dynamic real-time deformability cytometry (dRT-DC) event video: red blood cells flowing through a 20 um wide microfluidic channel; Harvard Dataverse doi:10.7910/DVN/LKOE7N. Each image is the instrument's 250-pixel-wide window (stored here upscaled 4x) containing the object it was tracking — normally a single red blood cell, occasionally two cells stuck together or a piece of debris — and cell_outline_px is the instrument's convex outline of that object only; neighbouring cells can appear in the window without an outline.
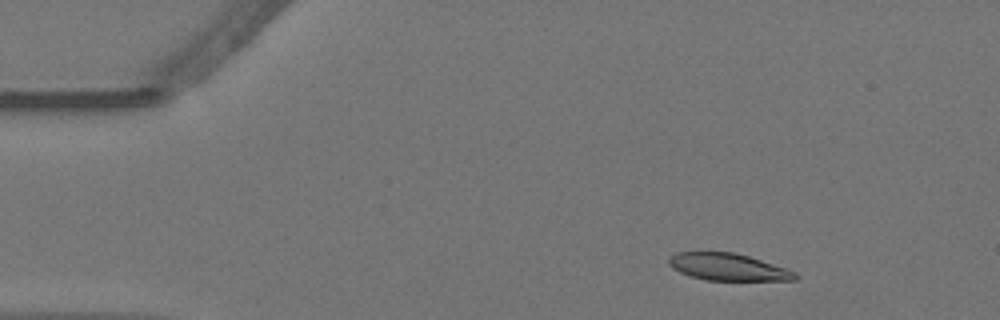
{"species": "Egyptian fruit bat (a non-hibernating species)", "species_latin": "Rousettus aegyptiacus", "temperature_condition": "warm", "stored_images_in_passage": 57, "camera_frame_rate_fps": 3000, "um_per_image_px": 0.085, "animal": {"sex": "female"}, "frame": {"image": 1, "passage_image": 7, "time_ms": 2.0, "image_size_px": [1000, 320], "cell_outline_px": [[800, 276], [796, 280], [704, 280], [688, 276], [672, 268], [668, 264], [668, 260], [676, 252], [736, 252], [788, 268], [796, 272]], "centroid_in_image_um": [61.91, 22.7], "position_along_channel_um": 23.1, "area_um2": 20.17}}
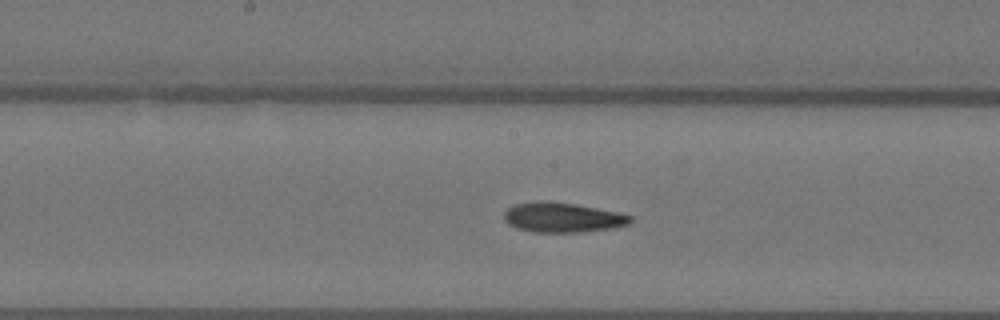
{"frame": {"image": 2, "passage_image": 28, "time_ms": 9.0, "image_size_px": [1000, 320], "cell_outline_px": [[632, 220], [628, 224], [612, 228], [580, 232], [532, 232], [516, 228], [508, 224], [504, 220], [504, 212], [512, 204], [540, 200], [548, 200], [576, 204], [616, 212], [632, 216]], "centroid_in_image_um": [47.75, 18.47], "position_along_channel_um": 200.5, "area_um2": 22.08}}
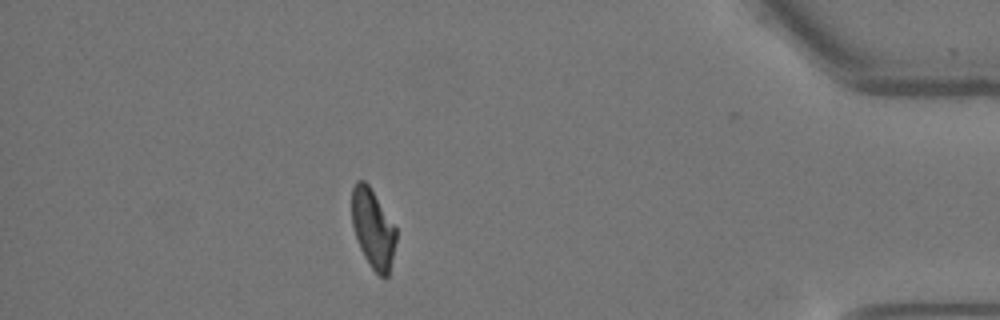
{"frame": {"image": 3, "passage_image": 49, "time_ms": 16.0, "image_size_px": [1000, 320], "cell_outline_px": [[396, 240], [388, 276], [380, 276], [368, 264], [360, 248], [352, 224], [352, 188], [356, 180], [364, 180], [368, 184], [396, 228]], "centroid_in_image_um": [31.69, 19.42], "position_along_channel_um": 403.5, "area_um2": 20.06}, "authors_computed_cell_mechanics": {"area_um2": 21.7906, "velocity_mm_per_s": 3.57, "shape_relaxation_time_tau1_ms": 5.6632, "shape_relaxation_time_tau2_ms": 2.6837, "deformation_change_tau1": 0.1923, "deformation_change_tau2": 0.0969}}